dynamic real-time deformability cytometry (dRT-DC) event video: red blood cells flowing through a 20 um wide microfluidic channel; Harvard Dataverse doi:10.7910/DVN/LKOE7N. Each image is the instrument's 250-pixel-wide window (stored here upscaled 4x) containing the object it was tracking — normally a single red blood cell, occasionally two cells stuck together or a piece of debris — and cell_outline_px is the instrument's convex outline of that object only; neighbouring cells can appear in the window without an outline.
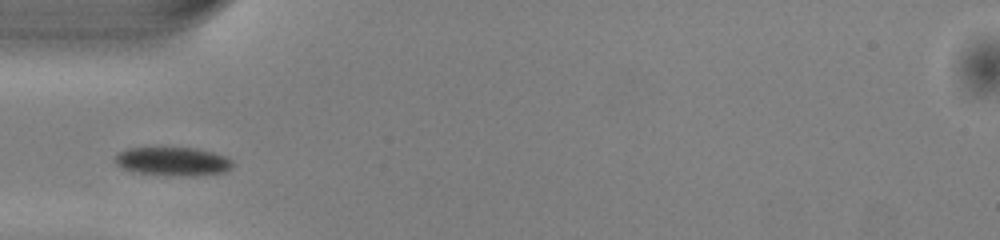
{"species": "common noctule bat (a hibernating species)", "species_latin": "Nyctalus noctula", "temperature_condition": "warm", "stored_images_in_passage": 35, "camera_frame_rate_fps": 3000, "um_per_image_px": 0.085, "animal": {"sex": "male", "body_mass_g": 13.0, "forearm_length_mm": 53.1}, "frame": {"image": 1, "passage_image": 1, "time_ms": 0.0, "image_size_px": [1000, 240], "cell_outline_px": [[232, 168], [224, 172], [192, 176], [184, 176], [136, 172], [124, 168], [116, 164], [116, 152], [128, 148], [196, 148], [228, 156], [232, 160]], "centroid_in_image_um": [14.73, 13.71], "position_along_channel_um": 70.3, "area_um2": 19.48}}
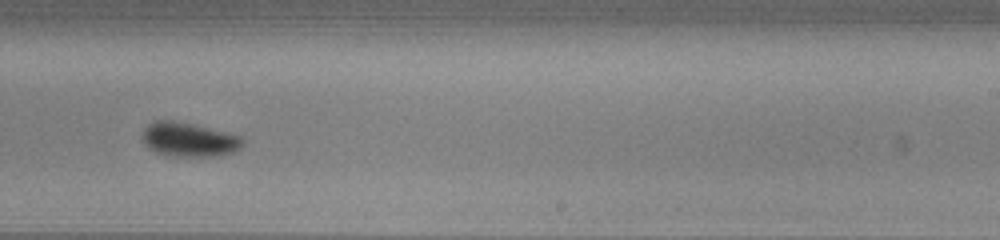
{"frame": {"image": 2, "passage_image": 16, "time_ms": 5.0, "image_size_px": [1000, 240], "cell_outline_px": [[244, 144], [240, 148], [232, 152], [216, 156], [168, 156], [156, 152], [148, 148], [144, 144], [140, 136], [140, 132], [152, 120], [176, 120], [240, 136], [244, 140]], "centroid_in_image_um": [15.98, 11.86], "position_along_channel_um": 273.0, "area_um2": 20.17}}
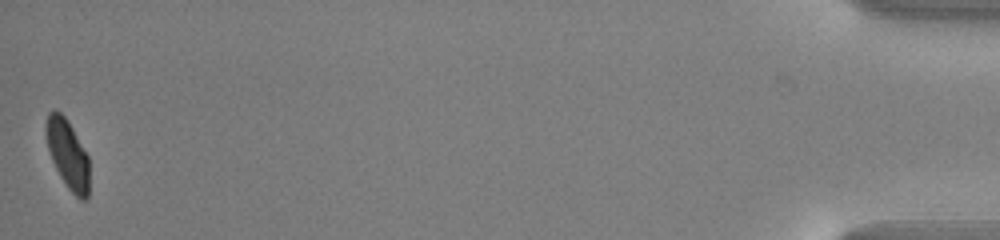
{"frame": {"image": 3, "passage_image": 35, "time_ms": 11.333, "image_size_px": [1000, 240], "cell_outline_px": [[88, 196], [84, 200], [80, 200], [68, 188], [60, 176], [52, 160], [48, 148], [44, 132], [44, 124], [48, 112], [52, 108], [60, 112], [64, 116], [72, 128], [88, 156]], "centroid_in_image_um": [5.71, 13.06], "position_along_channel_um": 429.5, "area_um2": 17.34}, "authors_computed_cell_mechanics": {"area_um2": 19.4208, "velocity_mm_per_s": 4.0517, "shape_relaxation_time_tau1_ms": 1.5599, "shape_relaxation_time_tau2_ms": 2.0027, "deformation_change_tau1": 0.0985, "deformation_change_tau2": 0.0418}}